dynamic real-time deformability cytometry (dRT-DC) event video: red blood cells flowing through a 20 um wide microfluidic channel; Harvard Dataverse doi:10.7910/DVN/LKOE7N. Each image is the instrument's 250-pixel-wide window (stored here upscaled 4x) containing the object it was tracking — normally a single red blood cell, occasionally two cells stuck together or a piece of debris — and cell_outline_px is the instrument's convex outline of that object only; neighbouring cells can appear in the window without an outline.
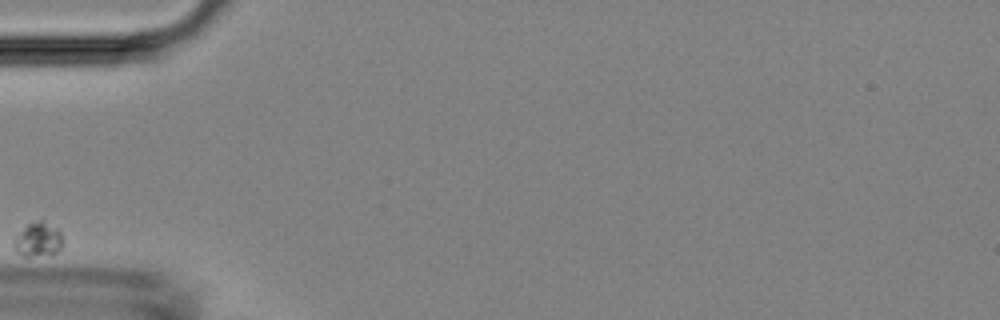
{"species": "Egyptian fruit bat (a non-hibernating species)", "species_latin": "Rousettus aegyptiacus", "temperature_condition": "room temperature", "stored_images_in_passage": 4, "camera_frame_rate_fps": 3000, "um_per_image_px": 0.085, "animal": {"sex": "female"}, "frame": {"image": 1, "passage_image": 1, "time_ms": 0.0, "image_size_px": [1000, 320], "cell_outline_px": [[64, 244], [52, 256], [24, 256], [16, 252], [12, 244], [12, 240], [28, 224], [40, 220], [44, 220], [60, 228], [64, 236]], "centroid_in_image_um": [3.3, 20.37], "position_along_channel_um": 81.7, "area_um2": 10.29}}